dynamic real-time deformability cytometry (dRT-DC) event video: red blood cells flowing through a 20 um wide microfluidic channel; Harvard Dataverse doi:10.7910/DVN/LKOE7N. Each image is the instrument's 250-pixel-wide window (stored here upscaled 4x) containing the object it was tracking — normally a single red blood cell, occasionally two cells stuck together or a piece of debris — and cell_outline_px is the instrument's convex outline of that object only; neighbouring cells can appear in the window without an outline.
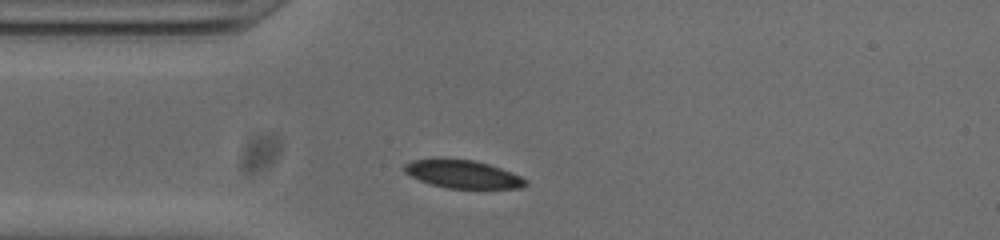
{"species": "common noctule bat (a hibernating species)", "species_latin": "Nyctalus noctula", "temperature_condition": "cold", "stored_images_in_passage": 32, "camera_frame_rate_fps": 3000, "um_per_image_px": 0.085, "animal": {"sex": "male", "body_mass_g": 20.0, "forearm_length_mm": 53.3}, "frame": {"image": 1, "passage_image": 1, "time_ms": 0.0, "image_size_px": [1000, 240], "cell_outline_px": [[528, 184], [520, 188], [448, 188], [432, 184], [420, 180], [404, 172], [400, 168], [404, 164], [412, 160], [472, 160], [488, 164], [500, 168], [520, 176], [528, 180]], "centroid_in_image_um": [39.34, 14.82], "position_along_channel_um": 45.7, "area_um2": 19.31}}
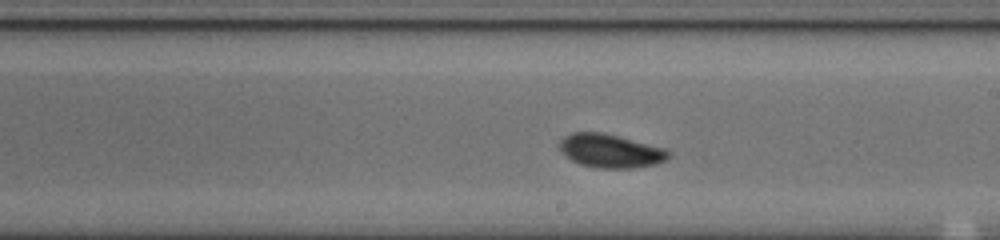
{"frame": {"image": 2, "passage_image": 17, "time_ms": 5.333, "image_size_px": [1000, 240], "cell_outline_px": [[672, 156], [668, 160], [656, 164], [632, 168], [596, 168], [580, 164], [572, 160], [556, 144], [564, 136], [572, 132], [600, 132], [664, 148], [672, 152]], "centroid_in_image_um": [51.91, 12.83], "position_along_channel_um": 237.1, "area_um2": 21.27}}
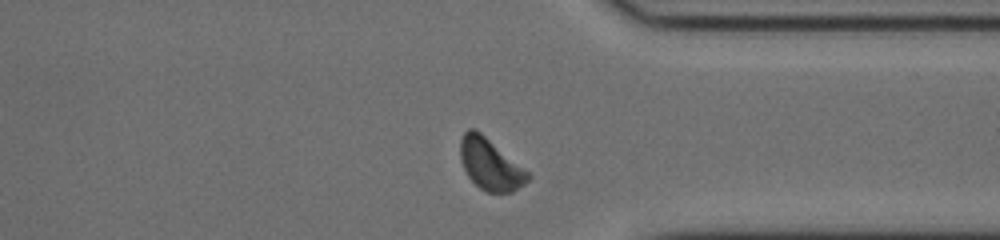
{"frame": {"image": 3, "passage_image": 28, "time_ms": 9.0, "image_size_px": [1000, 240], "cell_outline_px": [[532, 176], [524, 184], [512, 192], [488, 192], [480, 188], [468, 176], [460, 160], [460, 140], [464, 132], [468, 128], [472, 128], [480, 132], [528, 172]], "centroid_in_image_um": [41.65, 13.97], "position_along_channel_um": 369.8, "area_um2": 19.83}, "authors_computed_cell_mechanics": {"area_um2": 20.6924, "velocity_mm_per_s": 3.771, "shape_relaxation_time_tau1_ms": 2.8171, "shape_relaxation_time_tau2_ms": null, "deformation_change_tau1": 0.0928, "deformation_change_tau2": null}}